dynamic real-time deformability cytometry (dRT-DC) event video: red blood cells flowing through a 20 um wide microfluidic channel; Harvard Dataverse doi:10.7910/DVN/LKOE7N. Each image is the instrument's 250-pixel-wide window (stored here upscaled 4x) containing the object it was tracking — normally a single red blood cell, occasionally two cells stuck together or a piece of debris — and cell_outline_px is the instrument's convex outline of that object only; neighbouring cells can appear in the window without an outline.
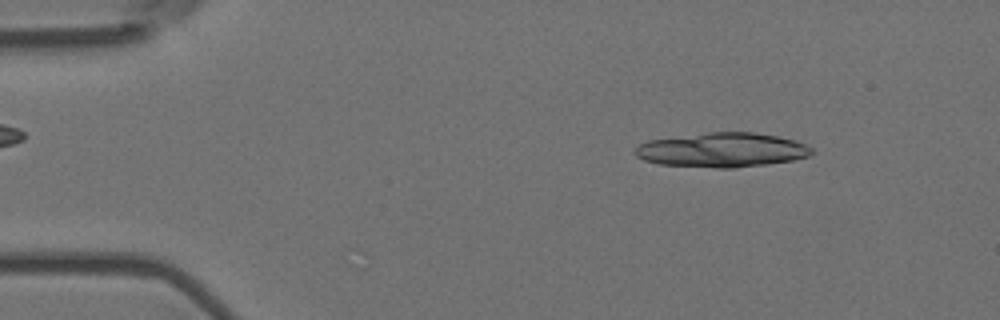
{"species": "Egyptian fruit bat (a non-hibernating species)", "species_latin": "Rousettus aegyptiacus", "temperature_condition": "room temperature", "stored_images_in_passage": 4, "camera_frame_rate_fps": 3000, "um_per_image_px": 0.085, "animal": {"sex": "female"}, "frame": {"image": 1, "passage_image": 2, "time_ms": 0.333, "image_size_px": [1000, 320], "cell_outline_px": [[812, 152], [808, 156], [792, 160], [768, 164], [732, 168], [716, 168], [660, 164], [644, 160], [636, 156], [632, 152], [640, 144], [648, 140], [708, 132], [752, 132], [776, 136], [796, 140], [812, 148]], "centroid_in_image_um": [61.35, 12.75], "position_along_channel_um": 23.6, "area_um2": 35.37}}